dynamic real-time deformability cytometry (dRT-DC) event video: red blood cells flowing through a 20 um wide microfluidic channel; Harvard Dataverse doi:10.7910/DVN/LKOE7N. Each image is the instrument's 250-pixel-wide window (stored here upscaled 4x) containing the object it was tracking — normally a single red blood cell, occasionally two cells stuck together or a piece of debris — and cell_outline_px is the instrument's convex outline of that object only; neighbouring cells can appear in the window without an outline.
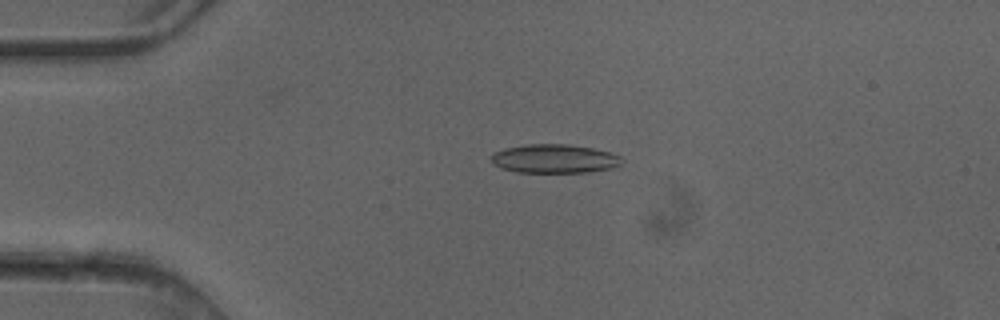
{"species": "common noctule bat (a hibernating species)", "species_latin": "Nyctalus noctula", "temperature_condition": "cold", "stored_images_in_passage": 5, "camera_frame_rate_fps": 3000, "um_per_image_px": 0.085, "animal": {"sex": "female"}, "frame": {"image": 1, "passage_image": 3, "time_ms": 0.667, "image_size_px": [1000, 320], "cell_outline_px": [[624, 160], [620, 164], [612, 168], [588, 172], [516, 172], [500, 168], [492, 164], [492, 152], [504, 148], [524, 144], [568, 144], [592, 148], [612, 152], [620, 156]], "centroid_in_image_um": [47.11, 13.48], "position_along_channel_um": 37.9, "area_um2": 22.14}}
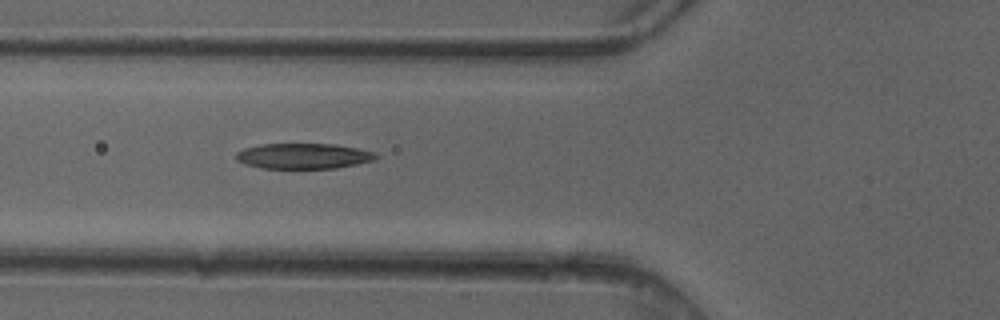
{"frame": {"image": 2, "passage_image": 5, "time_ms": 1.333, "image_size_px": [1000, 320], "cell_outline_px": [[380, 156], [376, 160], [336, 168], [260, 168], [244, 164], [236, 160], [236, 152], [244, 148], [260, 144], [336, 144], [376, 152]], "centroid_in_image_um": [25.8, 13.26], "position_along_channel_um": 100.0, "area_um2": 20.92}}